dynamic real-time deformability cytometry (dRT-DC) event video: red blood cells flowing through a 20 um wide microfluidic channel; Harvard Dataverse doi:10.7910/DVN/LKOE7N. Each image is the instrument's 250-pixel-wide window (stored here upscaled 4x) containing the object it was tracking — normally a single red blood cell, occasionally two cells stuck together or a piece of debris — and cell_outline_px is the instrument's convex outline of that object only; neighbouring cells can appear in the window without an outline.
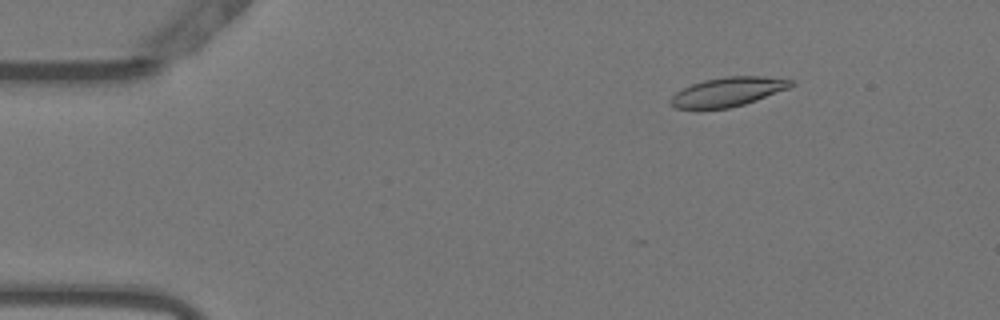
{"species": "Egyptian fruit bat (a non-hibernating species)", "species_latin": "Rousettus aegyptiacus", "temperature_condition": "warm", "stored_images_in_passage": 54, "camera_frame_rate_fps": 3000, "um_per_image_px": 0.085, "animal": {"sex": "female"}, "frame": {"image": 1, "passage_image": 8, "time_ms": 2.333, "image_size_px": [1000, 320], "cell_outline_px": [[796, 84], [788, 88], [756, 100], [744, 104], [728, 108], [676, 108], [668, 100], [676, 92], [692, 84], [704, 80], [728, 76], [764, 76], [792, 80]], "centroid_in_image_um": [61.89, 7.79], "position_along_channel_um": 23.1, "area_um2": 20.11}}
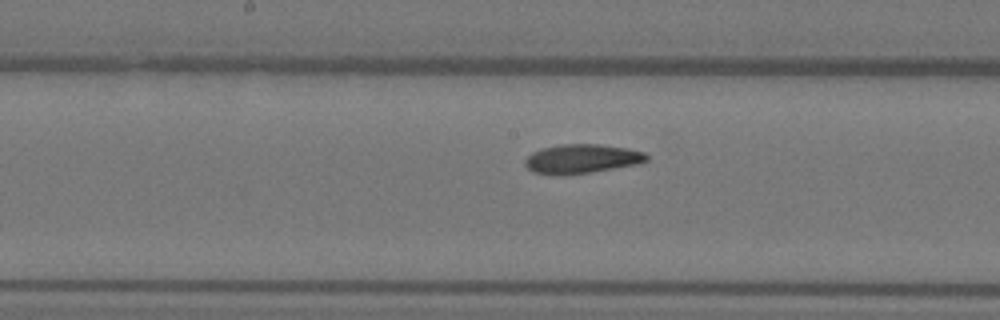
{"frame": {"image": 2, "passage_image": 28, "time_ms": 9.0, "image_size_px": [1000, 320], "cell_outline_px": [[648, 160], [636, 164], [592, 172], [560, 176], [556, 176], [532, 172], [524, 164], [524, 160], [532, 152], [540, 148], [560, 144], [600, 144], [628, 148], [644, 152], [648, 156]], "centroid_in_image_um": [49.4, 13.5], "position_along_channel_um": 198.8, "area_um2": 20.92}}
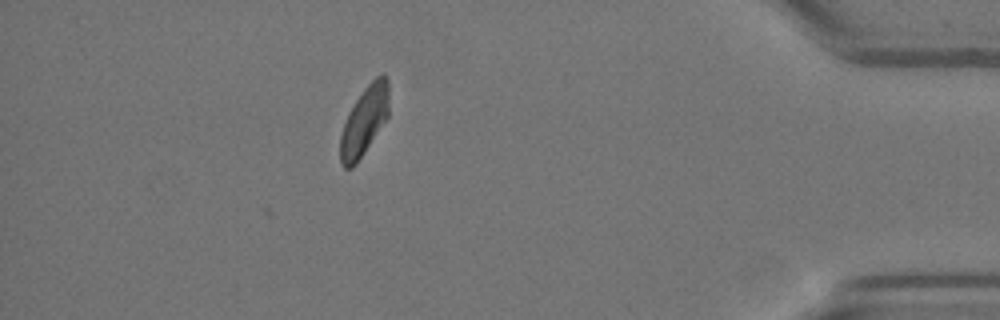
{"frame": {"image": 3, "passage_image": 48, "time_ms": 15.667, "image_size_px": [1000, 320], "cell_outline_px": [[388, 116], [356, 164], [352, 168], [344, 168], [340, 164], [340, 136], [348, 112], [364, 88], [376, 76], [384, 72], [388, 80]], "centroid_in_image_um": [30.95, 10.27], "position_along_channel_um": 404.2, "area_um2": 19.36}, "authors_computed_cell_mechanics": {"area_um2": 20.3167, "velocity_mm_per_s": 3.7922, "shape_relaxation_time_tau1_ms": null, "shape_relaxation_time_tau2_ms": 3.9504, "deformation_change_tau1": null, "deformation_change_tau2": 0.1019}}